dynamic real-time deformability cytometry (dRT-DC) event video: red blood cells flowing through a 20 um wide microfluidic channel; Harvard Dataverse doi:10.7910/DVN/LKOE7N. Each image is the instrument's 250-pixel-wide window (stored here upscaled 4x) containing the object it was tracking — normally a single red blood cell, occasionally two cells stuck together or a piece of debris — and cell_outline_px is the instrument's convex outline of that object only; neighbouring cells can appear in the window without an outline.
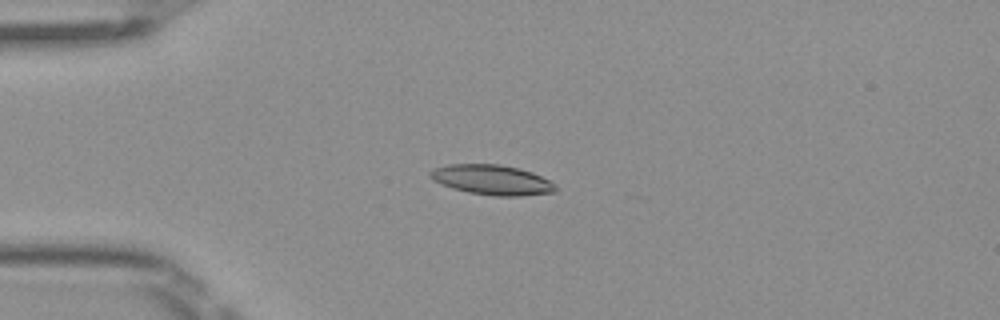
{"species": "Egyptian fruit bat (a non-hibernating species)", "species_latin": "Rousettus aegyptiacus", "temperature_condition": "room temperature", "stored_images_in_passage": 44, "camera_frame_rate_fps": 3000, "um_per_image_px": 0.085, "frame": {"image": 1, "passage_image": 12, "time_ms": 3.667, "image_size_px": [1000, 320], "cell_outline_px": [[560, 188], [556, 192], [520, 196], [492, 196], [468, 192], [452, 188], [440, 184], [432, 180], [428, 176], [428, 172], [432, 168], [448, 164], [500, 164], [532, 172], [556, 184]], "centroid_in_image_um": [41.79, 15.29], "position_along_channel_um": 43.2, "area_um2": 22.2}}
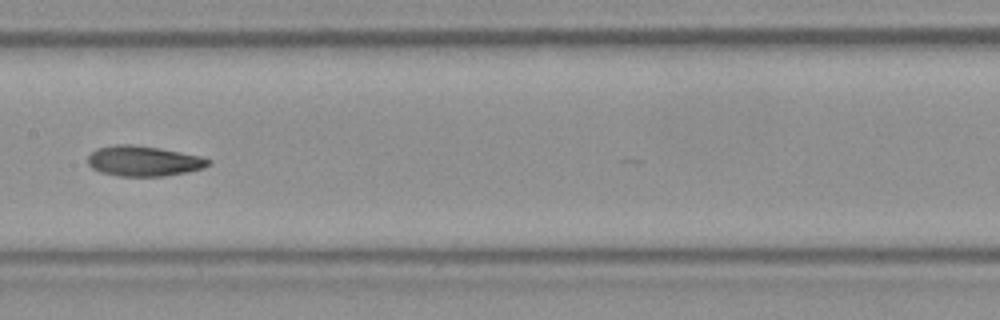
{"frame": {"image": 2, "passage_image": 25, "time_ms": 8.0, "image_size_px": [1000, 320], "cell_outline_px": [[212, 164], [204, 168], [188, 172], [164, 176], [120, 176], [100, 172], [92, 168], [88, 164], [88, 156], [96, 148], [112, 144], [132, 144], [160, 148], [200, 156], [212, 160]], "centroid_in_image_um": [12.22, 13.68], "position_along_channel_um": 195.2, "area_um2": 21.5}}
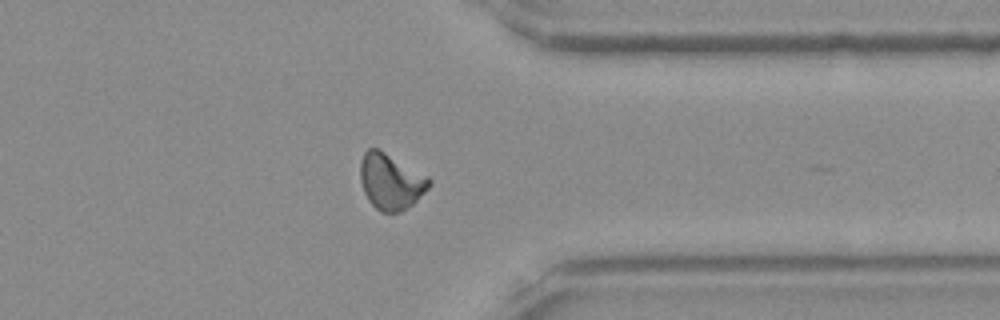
{"frame": {"image": 3, "passage_image": 39, "time_ms": 12.667, "image_size_px": [1000, 320], "cell_outline_px": [[432, 184], [412, 204], [400, 212], [380, 212], [368, 200], [364, 192], [360, 180], [360, 160], [364, 152], [368, 148], [376, 148], [384, 152], [428, 176], [432, 180]], "centroid_in_image_um": [33.2, 15.43], "position_along_channel_um": 378.2, "area_um2": 22.25}, "authors_computed_cell_mechanics": {"area_um2": 20.9814, "velocity_mm_per_s": 4.0461, "shape_relaxation_time_tau1_ms": 8.0232, "shape_relaxation_time_tau2_ms": 3.4272, "deformation_change_tau1": 0.1884, "deformation_change_tau2": 0.1037}}